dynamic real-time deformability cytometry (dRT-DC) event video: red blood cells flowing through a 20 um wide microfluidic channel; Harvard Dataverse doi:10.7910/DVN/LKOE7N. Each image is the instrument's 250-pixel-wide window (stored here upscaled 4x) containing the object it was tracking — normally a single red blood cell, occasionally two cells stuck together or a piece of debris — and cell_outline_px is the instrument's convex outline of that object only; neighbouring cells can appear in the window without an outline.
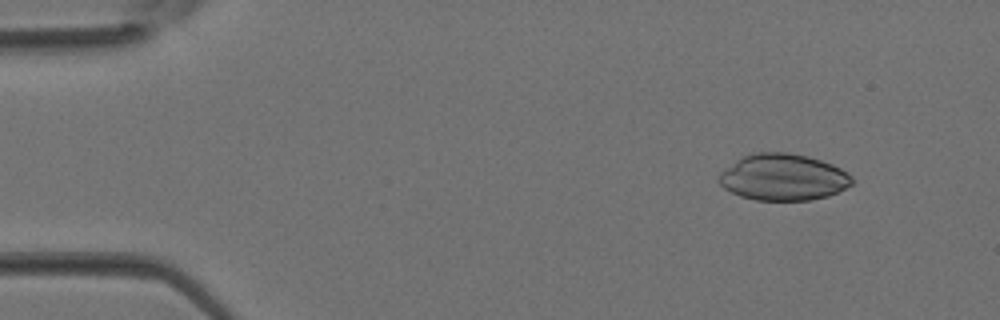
{"species": "Egyptian fruit bat (a non-hibernating species)", "species_latin": "Rousettus aegyptiacus", "temperature_condition": "room temperature", "stored_images_in_passage": 3, "camera_frame_rate_fps": 3000, "um_per_image_px": 0.085, "animal": {"sex": "female"}, "frame": {"image": 1, "passage_image": 1, "time_ms": 0.0, "image_size_px": [1000, 320], "cell_outline_px": [[852, 184], [828, 196], [812, 200], [756, 200], [740, 196], [724, 188], [716, 180], [720, 172], [736, 160], [744, 156], [760, 152], [788, 152], [808, 156], [832, 164], [840, 168], [852, 176]], "centroid_in_image_um": [66.55, 15.06], "position_along_channel_um": 18.5, "area_um2": 36.01}}